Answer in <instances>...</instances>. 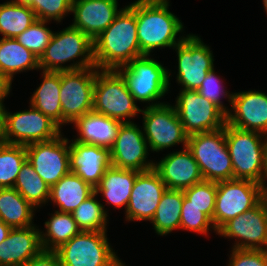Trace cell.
Returning <instances> with one entry per match:
<instances>
[{
  "label": "cell",
  "instance_id": "29",
  "mask_svg": "<svg viewBox=\"0 0 267 266\" xmlns=\"http://www.w3.org/2000/svg\"><path fill=\"white\" fill-rule=\"evenodd\" d=\"M36 210L15 188H0V220L11 228L32 226Z\"/></svg>",
  "mask_w": 267,
  "mask_h": 266
},
{
  "label": "cell",
  "instance_id": "1",
  "mask_svg": "<svg viewBox=\"0 0 267 266\" xmlns=\"http://www.w3.org/2000/svg\"><path fill=\"white\" fill-rule=\"evenodd\" d=\"M95 67L118 69L143 56L137 38L136 1L121 8L112 24L93 40Z\"/></svg>",
  "mask_w": 267,
  "mask_h": 266
},
{
  "label": "cell",
  "instance_id": "2",
  "mask_svg": "<svg viewBox=\"0 0 267 266\" xmlns=\"http://www.w3.org/2000/svg\"><path fill=\"white\" fill-rule=\"evenodd\" d=\"M168 0H137V38L142 55H149L156 48L172 47L180 43L184 36L183 24L168 9Z\"/></svg>",
  "mask_w": 267,
  "mask_h": 266
},
{
  "label": "cell",
  "instance_id": "18",
  "mask_svg": "<svg viewBox=\"0 0 267 266\" xmlns=\"http://www.w3.org/2000/svg\"><path fill=\"white\" fill-rule=\"evenodd\" d=\"M166 189V185L154 169L140 172L133 184L126 208V219L151 221Z\"/></svg>",
  "mask_w": 267,
  "mask_h": 266
},
{
  "label": "cell",
  "instance_id": "39",
  "mask_svg": "<svg viewBox=\"0 0 267 266\" xmlns=\"http://www.w3.org/2000/svg\"><path fill=\"white\" fill-rule=\"evenodd\" d=\"M220 78H218L215 74L214 68L209 71L202 82L201 86L198 88L197 92L214 103L216 106H218L226 115L230 112L225 105H223L221 101V96L224 98V96L229 99V103L232 104V98L233 93L228 94L226 90L222 89L221 81H219Z\"/></svg>",
  "mask_w": 267,
  "mask_h": 266
},
{
  "label": "cell",
  "instance_id": "11",
  "mask_svg": "<svg viewBox=\"0 0 267 266\" xmlns=\"http://www.w3.org/2000/svg\"><path fill=\"white\" fill-rule=\"evenodd\" d=\"M260 202V185L245 179L217 182L212 224L217 232L226 222L252 209Z\"/></svg>",
  "mask_w": 267,
  "mask_h": 266
},
{
  "label": "cell",
  "instance_id": "41",
  "mask_svg": "<svg viewBox=\"0 0 267 266\" xmlns=\"http://www.w3.org/2000/svg\"><path fill=\"white\" fill-rule=\"evenodd\" d=\"M228 266H267V250L232 248Z\"/></svg>",
  "mask_w": 267,
  "mask_h": 266
},
{
  "label": "cell",
  "instance_id": "45",
  "mask_svg": "<svg viewBox=\"0 0 267 266\" xmlns=\"http://www.w3.org/2000/svg\"><path fill=\"white\" fill-rule=\"evenodd\" d=\"M260 185V202L262 203L266 216H267V184L266 183H259Z\"/></svg>",
  "mask_w": 267,
  "mask_h": 266
},
{
  "label": "cell",
  "instance_id": "48",
  "mask_svg": "<svg viewBox=\"0 0 267 266\" xmlns=\"http://www.w3.org/2000/svg\"><path fill=\"white\" fill-rule=\"evenodd\" d=\"M35 0H11L10 2L30 6Z\"/></svg>",
  "mask_w": 267,
  "mask_h": 266
},
{
  "label": "cell",
  "instance_id": "38",
  "mask_svg": "<svg viewBox=\"0 0 267 266\" xmlns=\"http://www.w3.org/2000/svg\"><path fill=\"white\" fill-rule=\"evenodd\" d=\"M73 0H35L29 7L36 18L43 21L60 22L66 14L72 12Z\"/></svg>",
  "mask_w": 267,
  "mask_h": 266
},
{
  "label": "cell",
  "instance_id": "36",
  "mask_svg": "<svg viewBox=\"0 0 267 266\" xmlns=\"http://www.w3.org/2000/svg\"><path fill=\"white\" fill-rule=\"evenodd\" d=\"M183 203L200 209L211 221L215 210L217 182L203 180L183 190Z\"/></svg>",
  "mask_w": 267,
  "mask_h": 266
},
{
  "label": "cell",
  "instance_id": "8",
  "mask_svg": "<svg viewBox=\"0 0 267 266\" xmlns=\"http://www.w3.org/2000/svg\"><path fill=\"white\" fill-rule=\"evenodd\" d=\"M106 231H81L55 250L61 266H119Z\"/></svg>",
  "mask_w": 267,
  "mask_h": 266
},
{
  "label": "cell",
  "instance_id": "14",
  "mask_svg": "<svg viewBox=\"0 0 267 266\" xmlns=\"http://www.w3.org/2000/svg\"><path fill=\"white\" fill-rule=\"evenodd\" d=\"M173 49L177 50V82L182 89L198 90L207 73L214 68L209 46L196 35H186Z\"/></svg>",
  "mask_w": 267,
  "mask_h": 266
},
{
  "label": "cell",
  "instance_id": "22",
  "mask_svg": "<svg viewBox=\"0 0 267 266\" xmlns=\"http://www.w3.org/2000/svg\"><path fill=\"white\" fill-rule=\"evenodd\" d=\"M71 141L69 143L70 172H74L95 189L106 169L112 165L110 149Z\"/></svg>",
  "mask_w": 267,
  "mask_h": 266
},
{
  "label": "cell",
  "instance_id": "31",
  "mask_svg": "<svg viewBox=\"0 0 267 266\" xmlns=\"http://www.w3.org/2000/svg\"><path fill=\"white\" fill-rule=\"evenodd\" d=\"M45 228V233L40 231V241L44 251H55L81 232L71 213L57 210L45 222Z\"/></svg>",
  "mask_w": 267,
  "mask_h": 266
},
{
  "label": "cell",
  "instance_id": "42",
  "mask_svg": "<svg viewBox=\"0 0 267 266\" xmlns=\"http://www.w3.org/2000/svg\"><path fill=\"white\" fill-rule=\"evenodd\" d=\"M22 266H61L55 251L42 250L37 256L30 259Z\"/></svg>",
  "mask_w": 267,
  "mask_h": 266
},
{
  "label": "cell",
  "instance_id": "5",
  "mask_svg": "<svg viewBox=\"0 0 267 266\" xmlns=\"http://www.w3.org/2000/svg\"><path fill=\"white\" fill-rule=\"evenodd\" d=\"M136 103L123 76L117 70L99 69L97 71L93 111L122 123H128L132 122L129 118L135 117L142 110Z\"/></svg>",
  "mask_w": 267,
  "mask_h": 266
},
{
  "label": "cell",
  "instance_id": "40",
  "mask_svg": "<svg viewBox=\"0 0 267 266\" xmlns=\"http://www.w3.org/2000/svg\"><path fill=\"white\" fill-rule=\"evenodd\" d=\"M214 226L212 221L195 206L182 204L180 229H185L201 234H207ZM209 230V231H208Z\"/></svg>",
  "mask_w": 267,
  "mask_h": 266
},
{
  "label": "cell",
  "instance_id": "43",
  "mask_svg": "<svg viewBox=\"0 0 267 266\" xmlns=\"http://www.w3.org/2000/svg\"><path fill=\"white\" fill-rule=\"evenodd\" d=\"M6 112L4 105H0V145L6 144Z\"/></svg>",
  "mask_w": 267,
  "mask_h": 266
},
{
  "label": "cell",
  "instance_id": "3",
  "mask_svg": "<svg viewBox=\"0 0 267 266\" xmlns=\"http://www.w3.org/2000/svg\"><path fill=\"white\" fill-rule=\"evenodd\" d=\"M80 57V61L63 66ZM39 67L43 71H71L95 67L93 41L81 30L70 25L53 36L39 58Z\"/></svg>",
  "mask_w": 267,
  "mask_h": 266
},
{
  "label": "cell",
  "instance_id": "12",
  "mask_svg": "<svg viewBox=\"0 0 267 266\" xmlns=\"http://www.w3.org/2000/svg\"><path fill=\"white\" fill-rule=\"evenodd\" d=\"M174 107L188 136L215 131L227 123V115L197 90L182 89Z\"/></svg>",
  "mask_w": 267,
  "mask_h": 266
},
{
  "label": "cell",
  "instance_id": "23",
  "mask_svg": "<svg viewBox=\"0 0 267 266\" xmlns=\"http://www.w3.org/2000/svg\"><path fill=\"white\" fill-rule=\"evenodd\" d=\"M42 250L36 226L12 228L0 244V266H22Z\"/></svg>",
  "mask_w": 267,
  "mask_h": 266
},
{
  "label": "cell",
  "instance_id": "7",
  "mask_svg": "<svg viewBox=\"0 0 267 266\" xmlns=\"http://www.w3.org/2000/svg\"><path fill=\"white\" fill-rule=\"evenodd\" d=\"M187 148L197 162L204 180L219 182L233 179L225 126L215 131L188 136Z\"/></svg>",
  "mask_w": 267,
  "mask_h": 266
},
{
  "label": "cell",
  "instance_id": "46",
  "mask_svg": "<svg viewBox=\"0 0 267 266\" xmlns=\"http://www.w3.org/2000/svg\"><path fill=\"white\" fill-rule=\"evenodd\" d=\"M266 180H267V138L265 139L263 172H262L260 183H266Z\"/></svg>",
  "mask_w": 267,
  "mask_h": 266
},
{
  "label": "cell",
  "instance_id": "20",
  "mask_svg": "<svg viewBox=\"0 0 267 266\" xmlns=\"http://www.w3.org/2000/svg\"><path fill=\"white\" fill-rule=\"evenodd\" d=\"M183 149L169 153L154 163L153 169L167 189L184 190L204 180L191 151L187 147Z\"/></svg>",
  "mask_w": 267,
  "mask_h": 266
},
{
  "label": "cell",
  "instance_id": "25",
  "mask_svg": "<svg viewBox=\"0 0 267 266\" xmlns=\"http://www.w3.org/2000/svg\"><path fill=\"white\" fill-rule=\"evenodd\" d=\"M139 173L137 170L117 168L111 165L95 187V193H102L107 203L117 208L125 205L126 210L133 184Z\"/></svg>",
  "mask_w": 267,
  "mask_h": 266
},
{
  "label": "cell",
  "instance_id": "6",
  "mask_svg": "<svg viewBox=\"0 0 267 266\" xmlns=\"http://www.w3.org/2000/svg\"><path fill=\"white\" fill-rule=\"evenodd\" d=\"M266 138L267 136L260 132L225 124V139L232 161L233 179L260 183Z\"/></svg>",
  "mask_w": 267,
  "mask_h": 266
},
{
  "label": "cell",
  "instance_id": "17",
  "mask_svg": "<svg viewBox=\"0 0 267 266\" xmlns=\"http://www.w3.org/2000/svg\"><path fill=\"white\" fill-rule=\"evenodd\" d=\"M216 233L236 238L232 248L267 250V216L262 203L226 222Z\"/></svg>",
  "mask_w": 267,
  "mask_h": 266
},
{
  "label": "cell",
  "instance_id": "10",
  "mask_svg": "<svg viewBox=\"0 0 267 266\" xmlns=\"http://www.w3.org/2000/svg\"><path fill=\"white\" fill-rule=\"evenodd\" d=\"M143 134L151 151L167 149L179 143L187 147L188 135L177 115L174 105L162 103L141 110Z\"/></svg>",
  "mask_w": 267,
  "mask_h": 266
},
{
  "label": "cell",
  "instance_id": "24",
  "mask_svg": "<svg viewBox=\"0 0 267 266\" xmlns=\"http://www.w3.org/2000/svg\"><path fill=\"white\" fill-rule=\"evenodd\" d=\"M122 122L95 111L78 118L74 125L79 133L77 142L111 148Z\"/></svg>",
  "mask_w": 267,
  "mask_h": 266
},
{
  "label": "cell",
  "instance_id": "15",
  "mask_svg": "<svg viewBox=\"0 0 267 266\" xmlns=\"http://www.w3.org/2000/svg\"><path fill=\"white\" fill-rule=\"evenodd\" d=\"M61 127L32 105L29 110L6 112V143L28 145L54 139ZM14 138V139H13Z\"/></svg>",
  "mask_w": 267,
  "mask_h": 266
},
{
  "label": "cell",
  "instance_id": "27",
  "mask_svg": "<svg viewBox=\"0 0 267 266\" xmlns=\"http://www.w3.org/2000/svg\"><path fill=\"white\" fill-rule=\"evenodd\" d=\"M33 69H40L39 58L15 38L0 39V75L12 84L13 75Z\"/></svg>",
  "mask_w": 267,
  "mask_h": 266
},
{
  "label": "cell",
  "instance_id": "21",
  "mask_svg": "<svg viewBox=\"0 0 267 266\" xmlns=\"http://www.w3.org/2000/svg\"><path fill=\"white\" fill-rule=\"evenodd\" d=\"M118 10L117 0H73V27L84 32L92 41L108 28Z\"/></svg>",
  "mask_w": 267,
  "mask_h": 266
},
{
  "label": "cell",
  "instance_id": "35",
  "mask_svg": "<svg viewBox=\"0 0 267 266\" xmlns=\"http://www.w3.org/2000/svg\"><path fill=\"white\" fill-rule=\"evenodd\" d=\"M27 160L25 145H0V188H13L21 166Z\"/></svg>",
  "mask_w": 267,
  "mask_h": 266
},
{
  "label": "cell",
  "instance_id": "13",
  "mask_svg": "<svg viewBox=\"0 0 267 266\" xmlns=\"http://www.w3.org/2000/svg\"><path fill=\"white\" fill-rule=\"evenodd\" d=\"M68 140L60 134L48 141L25 145L28 162L50 188L70 172Z\"/></svg>",
  "mask_w": 267,
  "mask_h": 266
},
{
  "label": "cell",
  "instance_id": "32",
  "mask_svg": "<svg viewBox=\"0 0 267 266\" xmlns=\"http://www.w3.org/2000/svg\"><path fill=\"white\" fill-rule=\"evenodd\" d=\"M37 20L34 11L26 5L7 1L0 4V34L15 38Z\"/></svg>",
  "mask_w": 267,
  "mask_h": 266
},
{
  "label": "cell",
  "instance_id": "37",
  "mask_svg": "<svg viewBox=\"0 0 267 266\" xmlns=\"http://www.w3.org/2000/svg\"><path fill=\"white\" fill-rule=\"evenodd\" d=\"M46 23L47 21L37 19L28 29L15 37L23 47L30 50L37 58L43 54L54 33L45 26Z\"/></svg>",
  "mask_w": 267,
  "mask_h": 266
},
{
  "label": "cell",
  "instance_id": "26",
  "mask_svg": "<svg viewBox=\"0 0 267 266\" xmlns=\"http://www.w3.org/2000/svg\"><path fill=\"white\" fill-rule=\"evenodd\" d=\"M94 192L95 189L90 184L74 172H69L51 187L49 200L60 208L59 212L72 213Z\"/></svg>",
  "mask_w": 267,
  "mask_h": 266
},
{
  "label": "cell",
  "instance_id": "49",
  "mask_svg": "<svg viewBox=\"0 0 267 266\" xmlns=\"http://www.w3.org/2000/svg\"><path fill=\"white\" fill-rule=\"evenodd\" d=\"M263 5H264V9H265V11L267 13V0H263Z\"/></svg>",
  "mask_w": 267,
  "mask_h": 266
},
{
  "label": "cell",
  "instance_id": "30",
  "mask_svg": "<svg viewBox=\"0 0 267 266\" xmlns=\"http://www.w3.org/2000/svg\"><path fill=\"white\" fill-rule=\"evenodd\" d=\"M184 199L183 190L166 189L154 213L153 229L164 236L180 228L181 210Z\"/></svg>",
  "mask_w": 267,
  "mask_h": 266
},
{
  "label": "cell",
  "instance_id": "28",
  "mask_svg": "<svg viewBox=\"0 0 267 266\" xmlns=\"http://www.w3.org/2000/svg\"><path fill=\"white\" fill-rule=\"evenodd\" d=\"M43 81L30 98V105L49 116L60 127L62 110L60 103L61 72L42 71Z\"/></svg>",
  "mask_w": 267,
  "mask_h": 266
},
{
  "label": "cell",
  "instance_id": "9",
  "mask_svg": "<svg viewBox=\"0 0 267 266\" xmlns=\"http://www.w3.org/2000/svg\"><path fill=\"white\" fill-rule=\"evenodd\" d=\"M97 67L62 71L60 103L62 125L74 123L93 110L94 85Z\"/></svg>",
  "mask_w": 267,
  "mask_h": 266
},
{
  "label": "cell",
  "instance_id": "4",
  "mask_svg": "<svg viewBox=\"0 0 267 266\" xmlns=\"http://www.w3.org/2000/svg\"><path fill=\"white\" fill-rule=\"evenodd\" d=\"M116 70L123 76L135 101L152 102L151 106L162 104L156 100L169 91L171 73L161 63L149 58V55H143Z\"/></svg>",
  "mask_w": 267,
  "mask_h": 266
},
{
  "label": "cell",
  "instance_id": "19",
  "mask_svg": "<svg viewBox=\"0 0 267 266\" xmlns=\"http://www.w3.org/2000/svg\"><path fill=\"white\" fill-rule=\"evenodd\" d=\"M231 110L228 125L267 136V94L252 90L233 93Z\"/></svg>",
  "mask_w": 267,
  "mask_h": 266
},
{
  "label": "cell",
  "instance_id": "16",
  "mask_svg": "<svg viewBox=\"0 0 267 266\" xmlns=\"http://www.w3.org/2000/svg\"><path fill=\"white\" fill-rule=\"evenodd\" d=\"M148 147L143 131L134 122L122 123L110 148L111 164L139 172L153 169V161L146 159L150 151Z\"/></svg>",
  "mask_w": 267,
  "mask_h": 266
},
{
  "label": "cell",
  "instance_id": "47",
  "mask_svg": "<svg viewBox=\"0 0 267 266\" xmlns=\"http://www.w3.org/2000/svg\"><path fill=\"white\" fill-rule=\"evenodd\" d=\"M12 228L0 220V244L7 238Z\"/></svg>",
  "mask_w": 267,
  "mask_h": 266
},
{
  "label": "cell",
  "instance_id": "44",
  "mask_svg": "<svg viewBox=\"0 0 267 266\" xmlns=\"http://www.w3.org/2000/svg\"><path fill=\"white\" fill-rule=\"evenodd\" d=\"M11 90V83L0 75V105H4V99L7 97Z\"/></svg>",
  "mask_w": 267,
  "mask_h": 266
},
{
  "label": "cell",
  "instance_id": "34",
  "mask_svg": "<svg viewBox=\"0 0 267 266\" xmlns=\"http://www.w3.org/2000/svg\"><path fill=\"white\" fill-rule=\"evenodd\" d=\"M97 195L94 192L71 213L81 231L100 232L107 229V211L96 200Z\"/></svg>",
  "mask_w": 267,
  "mask_h": 266
},
{
  "label": "cell",
  "instance_id": "33",
  "mask_svg": "<svg viewBox=\"0 0 267 266\" xmlns=\"http://www.w3.org/2000/svg\"><path fill=\"white\" fill-rule=\"evenodd\" d=\"M20 195L35 209L49 201L50 187L35 172L34 167L26 160L21 166L16 182L13 186Z\"/></svg>",
  "mask_w": 267,
  "mask_h": 266
}]
</instances>
